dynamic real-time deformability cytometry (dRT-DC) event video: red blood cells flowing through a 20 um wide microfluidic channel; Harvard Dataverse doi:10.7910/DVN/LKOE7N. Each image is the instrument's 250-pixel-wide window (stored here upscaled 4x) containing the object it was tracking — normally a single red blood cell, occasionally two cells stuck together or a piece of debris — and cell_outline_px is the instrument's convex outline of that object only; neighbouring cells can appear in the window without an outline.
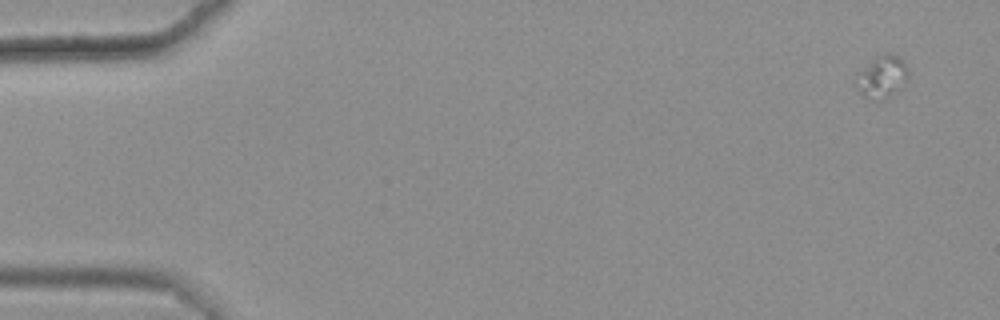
{"species": "common noctule bat (a hibernating species)", "species_latin": "Nyctalus noctula", "temperature_condition": "warm", "stored_images_in_passage": 52, "camera_frame_rate_fps": 3000, "um_per_image_px": 0.085, "animal": {"sex": "female", "body_mass_g": 25.1}, "frame": {"image": 1, "passage_image": 1, "time_ms": 0.0, "image_size_px": [1000, 320], "cell_outline_px": [[908, 76], [904, 88], [880, 100], [872, 100], [864, 96], [852, 84], [860, 72], [876, 56], [888, 52], [904, 60], [908, 72]], "centroid_in_image_um": [74.98, 6.55], "position_along_channel_um": 10.0, "area_um2": 12.95}}
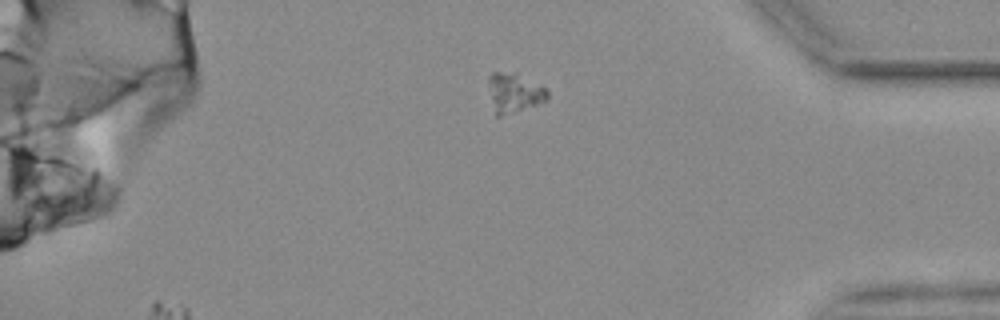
{"frame": {"image": 2, "passage_image": 52, "time_ms": 17.0, "image_size_px": [1000, 320], "cell_outline_px": [[548, 100], [500, 116], [496, 116], [492, 100], [488, 80], [488, 76], [492, 72], [516, 72], [548, 88]], "centroid_in_image_um": [43.74, 7.84], "position_along_channel_um": 391.5, "area_um2": 13.41}}